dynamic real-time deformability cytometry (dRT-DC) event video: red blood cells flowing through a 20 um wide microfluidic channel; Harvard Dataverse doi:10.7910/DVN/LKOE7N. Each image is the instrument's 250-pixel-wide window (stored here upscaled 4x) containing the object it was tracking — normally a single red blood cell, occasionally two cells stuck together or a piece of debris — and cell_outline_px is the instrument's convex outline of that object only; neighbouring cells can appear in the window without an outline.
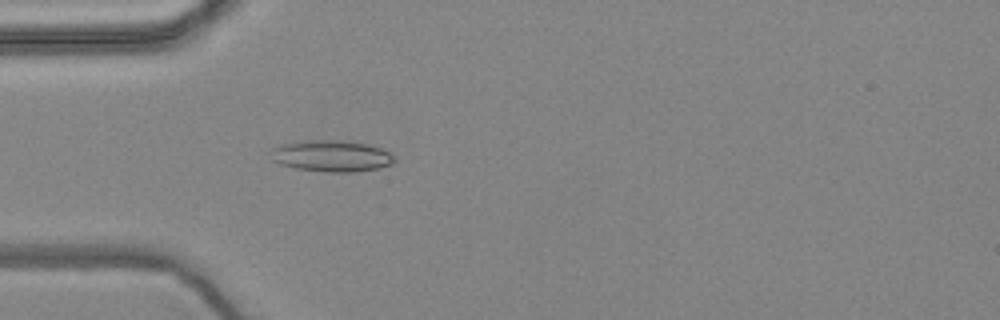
{"species": "common noctule bat (a hibernating species)", "species_latin": "Nyctalus noctula", "temperature_condition": "warm", "stored_images_in_passage": 44, "camera_frame_rate_fps": 3000, "um_per_image_px": 0.085, "animal": {"sex": "female", "body_mass_g": 24.6, "forearm_length_mm": 56.2}, "frame": {"image": 1, "passage_image": 8, "time_ms": 2.333, "image_size_px": [1000, 320], "cell_outline_px": [[396, 160], [392, 164], [376, 168], [352, 172], [328, 172], [296, 168], [280, 164], [272, 160], [272, 148], [280, 144], [304, 140], [340, 140], [368, 144], [380, 148], [388, 152]], "centroid_in_image_um": [28.15, 13.25], "position_along_channel_um": 56.9, "area_um2": 22.48}}
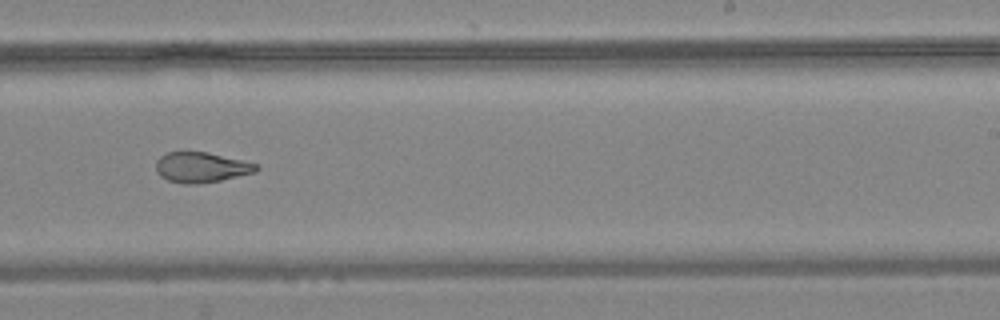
{"frame": {"image": 2, "passage_image": 26, "time_ms": 8.333, "image_size_px": [1000, 320], "cell_outline_px": [[260, 168], [256, 172], [220, 180], [196, 184], [180, 184], [168, 180], [160, 176], [156, 172], [156, 160], [160, 156], [168, 152], [208, 152], [256, 164]], "centroid_in_image_um": [17.07, 14.23], "position_along_channel_um": 271.9, "area_um2": 17.63}}
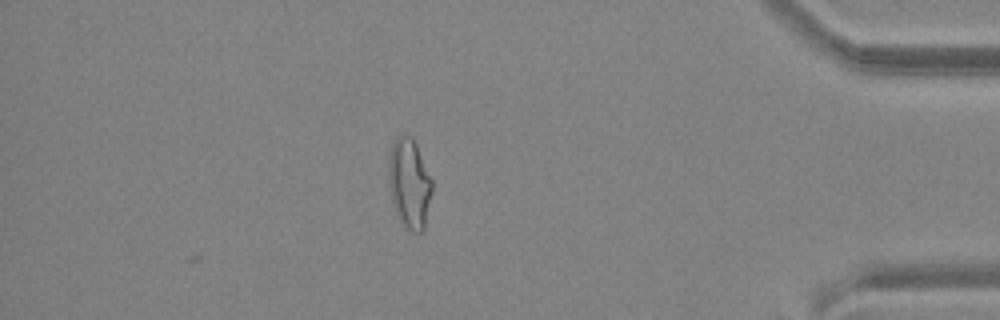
{"frame": {"image": 3, "passage_image": 40, "time_ms": 13.0, "image_size_px": [1000, 320], "cell_outline_px": [[432, 192], [424, 228], [420, 232], [412, 232], [404, 228], [396, 216], [392, 200], [388, 180], [388, 168], [392, 144], [396, 136], [404, 132], [412, 136], [416, 144], [432, 180]], "centroid_in_image_um": [34.78, 15.59], "position_along_channel_um": 400.4, "area_um2": 23.0}, "authors_computed_cell_mechanics": {"area_um2": 19.5075, "velocity_mm_per_s": 3.6498, "shape_relaxation_time_tau1_ms": null, "shape_relaxation_time_tau2_ms": 1.7145, "deformation_change_tau1": null, "deformation_change_tau2": 0.0803}}